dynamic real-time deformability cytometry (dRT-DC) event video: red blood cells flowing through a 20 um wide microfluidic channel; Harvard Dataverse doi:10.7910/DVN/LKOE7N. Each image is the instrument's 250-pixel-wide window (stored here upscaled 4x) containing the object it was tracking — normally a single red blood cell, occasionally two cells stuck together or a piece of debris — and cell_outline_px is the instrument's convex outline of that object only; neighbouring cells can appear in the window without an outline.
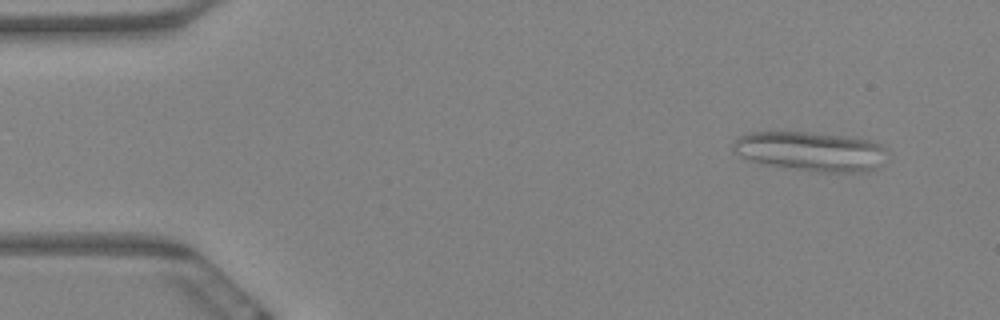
{"species": "Egyptian fruit bat (a non-hibernating species)", "species_latin": "Rousettus aegyptiacus", "temperature_condition": "warm", "stored_images_in_passage": 5, "camera_frame_rate_fps": 3000, "um_per_image_px": 0.085, "animal": {"sex": "female"}, "frame": {"image": 1, "passage_image": 2, "time_ms": 0.333, "image_size_px": [1000, 320], "cell_outline_px": [[888, 148], [880, 168], [868, 172], [828, 172], [768, 164], [752, 160], [740, 156], [732, 148], [736, 140], [740, 136], [748, 132], [812, 132], [848, 136], [872, 140]], "centroid_in_image_um": [69.02, 12.85], "position_along_channel_um": 16.0, "area_um2": 35.26}}